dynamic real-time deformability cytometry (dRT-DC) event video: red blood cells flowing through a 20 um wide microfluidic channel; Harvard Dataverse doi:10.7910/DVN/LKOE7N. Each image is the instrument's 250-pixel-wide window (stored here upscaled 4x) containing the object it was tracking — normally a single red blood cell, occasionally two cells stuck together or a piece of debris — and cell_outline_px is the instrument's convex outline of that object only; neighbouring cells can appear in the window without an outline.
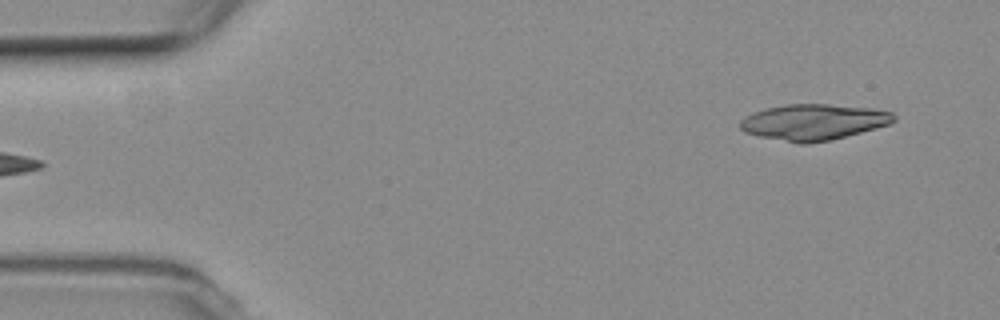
{"species": "common noctule bat (a hibernating species)", "species_latin": "Nyctalus noctula", "temperature_condition": "room temperature", "stored_images_in_passage": 4, "segment_of_instrument_passage": [2, 2], "camera_frame_rate_fps": 3000, "um_per_image_px": 0.085, "animal": {"sex": "female", "body_mass_g": 19.3, "forearm_length_mm": 54.1}, "frame": {"image": 1, "passage_image": 4, "time_ms": 4.667, "image_size_px": [1000, 320], "cell_outline_px": [[896, 120], [888, 124], [876, 128], [828, 140], [804, 144], [800, 144], [760, 136], [744, 132], [740, 128], [740, 120], [752, 112], [768, 108], [788, 104], [828, 104], [868, 108], [892, 112], [896, 116]], "centroid_in_image_um": [69.13, 10.37], "position_along_channel_um": 15.9, "area_um2": 31.79}}